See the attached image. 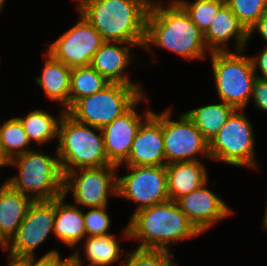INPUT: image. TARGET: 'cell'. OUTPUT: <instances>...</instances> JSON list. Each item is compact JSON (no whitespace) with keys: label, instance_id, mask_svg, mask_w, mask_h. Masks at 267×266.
I'll return each mask as SVG.
<instances>
[{"label":"cell","instance_id":"6da1fadb","mask_svg":"<svg viewBox=\"0 0 267 266\" xmlns=\"http://www.w3.org/2000/svg\"><path fill=\"white\" fill-rule=\"evenodd\" d=\"M152 0L146 19V38L143 51L162 48L185 60H206L210 55L204 33L176 1Z\"/></svg>","mask_w":267,"mask_h":266},{"label":"cell","instance_id":"7a4b0ae2","mask_svg":"<svg viewBox=\"0 0 267 266\" xmlns=\"http://www.w3.org/2000/svg\"><path fill=\"white\" fill-rule=\"evenodd\" d=\"M200 235L177 202L168 200L133 213L121 236L136 241L137 248L171 251L170 245Z\"/></svg>","mask_w":267,"mask_h":266},{"label":"cell","instance_id":"3957f363","mask_svg":"<svg viewBox=\"0 0 267 266\" xmlns=\"http://www.w3.org/2000/svg\"><path fill=\"white\" fill-rule=\"evenodd\" d=\"M151 1L82 0L76 9L104 41L134 44L143 49Z\"/></svg>","mask_w":267,"mask_h":266},{"label":"cell","instance_id":"277c9868","mask_svg":"<svg viewBox=\"0 0 267 266\" xmlns=\"http://www.w3.org/2000/svg\"><path fill=\"white\" fill-rule=\"evenodd\" d=\"M49 153L35 148L17 155L8 161L7 166H16L17 175L10 176L6 182L33 201L54 200L64 193V174L61 170L57 149Z\"/></svg>","mask_w":267,"mask_h":266},{"label":"cell","instance_id":"5b68a950","mask_svg":"<svg viewBox=\"0 0 267 266\" xmlns=\"http://www.w3.org/2000/svg\"><path fill=\"white\" fill-rule=\"evenodd\" d=\"M57 155L65 175L80 168L113 165L108 161L102 130L80 123L64 113L59 123Z\"/></svg>","mask_w":267,"mask_h":266},{"label":"cell","instance_id":"8992f818","mask_svg":"<svg viewBox=\"0 0 267 266\" xmlns=\"http://www.w3.org/2000/svg\"><path fill=\"white\" fill-rule=\"evenodd\" d=\"M244 51L211 52L209 55L218 99L237 110L248 106L257 79L251 58Z\"/></svg>","mask_w":267,"mask_h":266},{"label":"cell","instance_id":"52a82bcc","mask_svg":"<svg viewBox=\"0 0 267 266\" xmlns=\"http://www.w3.org/2000/svg\"><path fill=\"white\" fill-rule=\"evenodd\" d=\"M142 88L110 82L99 92L79 99L67 113L80 123L102 128L127 112L146 93Z\"/></svg>","mask_w":267,"mask_h":266},{"label":"cell","instance_id":"ba28073f","mask_svg":"<svg viewBox=\"0 0 267 266\" xmlns=\"http://www.w3.org/2000/svg\"><path fill=\"white\" fill-rule=\"evenodd\" d=\"M243 112L236 109L209 142L210 158L230 166L256 170L254 126Z\"/></svg>","mask_w":267,"mask_h":266},{"label":"cell","instance_id":"9c48e42d","mask_svg":"<svg viewBox=\"0 0 267 266\" xmlns=\"http://www.w3.org/2000/svg\"><path fill=\"white\" fill-rule=\"evenodd\" d=\"M172 107L162 111V135L166 165L175 162L211 160L209 142L185 112L172 118ZM201 159L199 158V156Z\"/></svg>","mask_w":267,"mask_h":266},{"label":"cell","instance_id":"30bf717a","mask_svg":"<svg viewBox=\"0 0 267 266\" xmlns=\"http://www.w3.org/2000/svg\"><path fill=\"white\" fill-rule=\"evenodd\" d=\"M116 165L80 168L64 175V195L71 193L75 205L93 208L108 206L109 197L117 196Z\"/></svg>","mask_w":267,"mask_h":266},{"label":"cell","instance_id":"8fae6325","mask_svg":"<svg viewBox=\"0 0 267 266\" xmlns=\"http://www.w3.org/2000/svg\"><path fill=\"white\" fill-rule=\"evenodd\" d=\"M126 174L117 175V197L133 201L136 209L151 207L170 200L167 190L166 165L133 166L124 165Z\"/></svg>","mask_w":267,"mask_h":266},{"label":"cell","instance_id":"7c38bea8","mask_svg":"<svg viewBox=\"0 0 267 266\" xmlns=\"http://www.w3.org/2000/svg\"><path fill=\"white\" fill-rule=\"evenodd\" d=\"M55 199L33 201L17 233L5 249L8 255L18 258H37L36 248L54 235Z\"/></svg>","mask_w":267,"mask_h":266},{"label":"cell","instance_id":"4fadbf2b","mask_svg":"<svg viewBox=\"0 0 267 266\" xmlns=\"http://www.w3.org/2000/svg\"><path fill=\"white\" fill-rule=\"evenodd\" d=\"M78 21L62 33L46 51L69 68L88 66L94 54L105 42L100 33L78 13Z\"/></svg>","mask_w":267,"mask_h":266},{"label":"cell","instance_id":"5bb4252c","mask_svg":"<svg viewBox=\"0 0 267 266\" xmlns=\"http://www.w3.org/2000/svg\"><path fill=\"white\" fill-rule=\"evenodd\" d=\"M147 97L145 93L122 116L101 128L105 152L111 164L119 166L128 159L138 129L153 112L151 109L141 114L137 111L138 105L149 101Z\"/></svg>","mask_w":267,"mask_h":266},{"label":"cell","instance_id":"9a60e30c","mask_svg":"<svg viewBox=\"0 0 267 266\" xmlns=\"http://www.w3.org/2000/svg\"><path fill=\"white\" fill-rule=\"evenodd\" d=\"M208 184L209 181L176 201L188 220L201 234L234 214V209L229 207L218 194L207 188Z\"/></svg>","mask_w":267,"mask_h":266},{"label":"cell","instance_id":"2e32d148","mask_svg":"<svg viewBox=\"0 0 267 266\" xmlns=\"http://www.w3.org/2000/svg\"><path fill=\"white\" fill-rule=\"evenodd\" d=\"M123 165L162 166L166 165L162 135V112L155 111L142 123L132 142L128 159Z\"/></svg>","mask_w":267,"mask_h":266},{"label":"cell","instance_id":"e0dca14e","mask_svg":"<svg viewBox=\"0 0 267 266\" xmlns=\"http://www.w3.org/2000/svg\"><path fill=\"white\" fill-rule=\"evenodd\" d=\"M133 47L136 46L124 42L105 41L94 54L90 65L110 82L141 85L143 82L132 81L126 72L127 67L135 60Z\"/></svg>","mask_w":267,"mask_h":266},{"label":"cell","instance_id":"ac0fdd59","mask_svg":"<svg viewBox=\"0 0 267 266\" xmlns=\"http://www.w3.org/2000/svg\"><path fill=\"white\" fill-rule=\"evenodd\" d=\"M231 39L234 40V50L230 49ZM204 40L210 52L242 51L246 50L250 42L248 32L226 3L219 9L210 27L204 33Z\"/></svg>","mask_w":267,"mask_h":266},{"label":"cell","instance_id":"d6986e66","mask_svg":"<svg viewBox=\"0 0 267 266\" xmlns=\"http://www.w3.org/2000/svg\"><path fill=\"white\" fill-rule=\"evenodd\" d=\"M42 73L34 78L35 84L43 89L47 99L58 102L59 106L69 110L70 79L72 69L56 60L47 51L43 55Z\"/></svg>","mask_w":267,"mask_h":266},{"label":"cell","instance_id":"ffe728a7","mask_svg":"<svg viewBox=\"0 0 267 266\" xmlns=\"http://www.w3.org/2000/svg\"><path fill=\"white\" fill-rule=\"evenodd\" d=\"M66 196L55 198L54 235L69 249H76L87 236L84 224V210L65 201Z\"/></svg>","mask_w":267,"mask_h":266},{"label":"cell","instance_id":"44dd1931","mask_svg":"<svg viewBox=\"0 0 267 266\" xmlns=\"http://www.w3.org/2000/svg\"><path fill=\"white\" fill-rule=\"evenodd\" d=\"M202 161L203 159L166 165L167 190L170 200L176 202L182 196L201 188L209 181L208 170Z\"/></svg>","mask_w":267,"mask_h":266},{"label":"cell","instance_id":"7402d4cb","mask_svg":"<svg viewBox=\"0 0 267 266\" xmlns=\"http://www.w3.org/2000/svg\"><path fill=\"white\" fill-rule=\"evenodd\" d=\"M117 237L112 233L103 236H86L83 241L85 258L81 259L78 248L72 254L82 266L85 263L84 259L89 262V266H113L116 262L122 264L125 256L121 253L124 249L120 247V240Z\"/></svg>","mask_w":267,"mask_h":266},{"label":"cell","instance_id":"603a6c76","mask_svg":"<svg viewBox=\"0 0 267 266\" xmlns=\"http://www.w3.org/2000/svg\"><path fill=\"white\" fill-rule=\"evenodd\" d=\"M33 200L13 189L6 181L0 184V227L11 240L17 233Z\"/></svg>","mask_w":267,"mask_h":266},{"label":"cell","instance_id":"cb8c5ba5","mask_svg":"<svg viewBox=\"0 0 267 266\" xmlns=\"http://www.w3.org/2000/svg\"><path fill=\"white\" fill-rule=\"evenodd\" d=\"M65 112V109H61L55 117L42 108H36L25 116H17V118L20 120L29 141L39 145L38 148L41 149L42 145H48L53 139H58L59 123Z\"/></svg>","mask_w":267,"mask_h":266},{"label":"cell","instance_id":"d4e9b609","mask_svg":"<svg viewBox=\"0 0 267 266\" xmlns=\"http://www.w3.org/2000/svg\"><path fill=\"white\" fill-rule=\"evenodd\" d=\"M235 110L233 106L220 101L190 109L185 114L210 142Z\"/></svg>","mask_w":267,"mask_h":266},{"label":"cell","instance_id":"484cf974","mask_svg":"<svg viewBox=\"0 0 267 266\" xmlns=\"http://www.w3.org/2000/svg\"><path fill=\"white\" fill-rule=\"evenodd\" d=\"M110 81L91 65L72 68L70 79L69 109L81 98L95 94Z\"/></svg>","mask_w":267,"mask_h":266},{"label":"cell","instance_id":"4316f807","mask_svg":"<svg viewBox=\"0 0 267 266\" xmlns=\"http://www.w3.org/2000/svg\"><path fill=\"white\" fill-rule=\"evenodd\" d=\"M31 146L32 144L17 117L0 123V150L7 161L34 149Z\"/></svg>","mask_w":267,"mask_h":266},{"label":"cell","instance_id":"83f0119b","mask_svg":"<svg viewBox=\"0 0 267 266\" xmlns=\"http://www.w3.org/2000/svg\"><path fill=\"white\" fill-rule=\"evenodd\" d=\"M189 14L191 20L205 33L225 0H176Z\"/></svg>","mask_w":267,"mask_h":266},{"label":"cell","instance_id":"f1b7e54d","mask_svg":"<svg viewBox=\"0 0 267 266\" xmlns=\"http://www.w3.org/2000/svg\"><path fill=\"white\" fill-rule=\"evenodd\" d=\"M122 266H177L173 261L172 251L141 249L135 247L133 251H126Z\"/></svg>","mask_w":267,"mask_h":266},{"label":"cell","instance_id":"f546056e","mask_svg":"<svg viewBox=\"0 0 267 266\" xmlns=\"http://www.w3.org/2000/svg\"><path fill=\"white\" fill-rule=\"evenodd\" d=\"M247 32L267 11V0H225Z\"/></svg>","mask_w":267,"mask_h":266},{"label":"cell","instance_id":"4dcf8cb0","mask_svg":"<svg viewBox=\"0 0 267 266\" xmlns=\"http://www.w3.org/2000/svg\"><path fill=\"white\" fill-rule=\"evenodd\" d=\"M108 206L93 207L84 212V224L87 236H103L111 234L112 221L108 214Z\"/></svg>","mask_w":267,"mask_h":266},{"label":"cell","instance_id":"1f68e13d","mask_svg":"<svg viewBox=\"0 0 267 266\" xmlns=\"http://www.w3.org/2000/svg\"><path fill=\"white\" fill-rule=\"evenodd\" d=\"M251 100L257 109L267 112V79L257 77L254 82Z\"/></svg>","mask_w":267,"mask_h":266},{"label":"cell","instance_id":"d6a6232c","mask_svg":"<svg viewBox=\"0 0 267 266\" xmlns=\"http://www.w3.org/2000/svg\"><path fill=\"white\" fill-rule=\"evenodd\" d=\"M250 58L256 76L258 78L267 79V45H265L259 53L251 55Z\"/></svg>","mask_w":267,"mask_h":266},{"label":"cell","instance_id":"836d02e7","mask_svg":"<svg viewBox=\"0 0 267 266\" xmlns=\"http://www.w3.org/2000/svg\"><path fill=\"white\" fill-rule=\"evenodd\" d=\"M59 254L58 249H50L40 258H27V266H51V257Z\"/></svg>","mask_w":267,"mask_h":266},{"label":"cell","instance_id":"e575fe53","mask_svg":"<svg viewBox=\"0 0 267 266\" xmlns=\"http://www.w3.org/2000/svg\"><path fill=\"white\" fill-rule=\"evenodd\" d=\"M256 31L259 33V35H261V38H263L264 41L267 42V11L259 18L256 24L249 30L248 40L252 38V35Z\"/></svg>","mask_w":267,"mask_h":266},{"label":"cell","instance_id":"d590c367","mask_svg":"<svg viewBox=\"0 0 267 266\" xmlns=\"http://www.w3.org/2000/svg\"><path fill=\"white\" fill-rule=\"evenodd\" d=\"M51 266H82V264L73 254L66 258H62L61 254H59L51 257Z\"/></svg>","mask_w":267,"mask_h":266},{"label":"cell","instance_id":"8d00e7d4","mask_svg":"<svg viewBox=\"0 0 267 266\" xmlns=\"http://www.w3.org/2000/svg\"><path fill=\"white\" fill-rule=\"evenodd\" d=\"M7 261L5 266H27V258H18L8 255Z\"/></svg>","mask_w":267,"mask_h":266},{"label":"cell","instance_id":"74e56055","mask_svg":"<svg viewBox=\"0 0 267 266\" xmlns=\"http://www.w3.org/2000/svg\"><path fill=\"white\" fill-rule=\"evenodd\" d=\"M10 239L3 233L0 227V248L5 251V249L9 246Z\"/></svg>","mask_w":267,"mask_h":266},{"label":"cell","instance_id":"f35d334b","mask_svg":"<svg viewBox=\"0 0 267 266\" xmlns=\"http://www.w3.org/2000/svg\"><path fill=\"white\" fill-rule=\"evenodd\" d=\"M262 228L266 231L267 230V201H266V207L265 212L262 219Z\"/></svg>","mask_w":267,"mask_h":266},{"label":"cell","instance_id":"ab89813d","mask_svg":"<svg viewBox=\"0 0 267 266\" xmlns=\"http://www.w3.org/2000/svg\"><path fill=\"white\" fill-rule=\"evenodd\" d=\"M7 163L8 161L3 157L1 150H0V169L3 168H7Z\"/></svg>","mask_w":267,"mask_h":266},{"label":"cell","instance_id":"60d3db41","mask_svg":"<svg viewBox=\"0 0 267 266\" xmlns=\"http://www.w3.org/2000/svg\"><path fill=\"white\" fill-rule=\"evenodd\" d=\"M6 1H7V0H0V12H1L2 9L5 7V5H6Z\"/></svg>","mask_w":267,"mask_h":266}]
</instances>
